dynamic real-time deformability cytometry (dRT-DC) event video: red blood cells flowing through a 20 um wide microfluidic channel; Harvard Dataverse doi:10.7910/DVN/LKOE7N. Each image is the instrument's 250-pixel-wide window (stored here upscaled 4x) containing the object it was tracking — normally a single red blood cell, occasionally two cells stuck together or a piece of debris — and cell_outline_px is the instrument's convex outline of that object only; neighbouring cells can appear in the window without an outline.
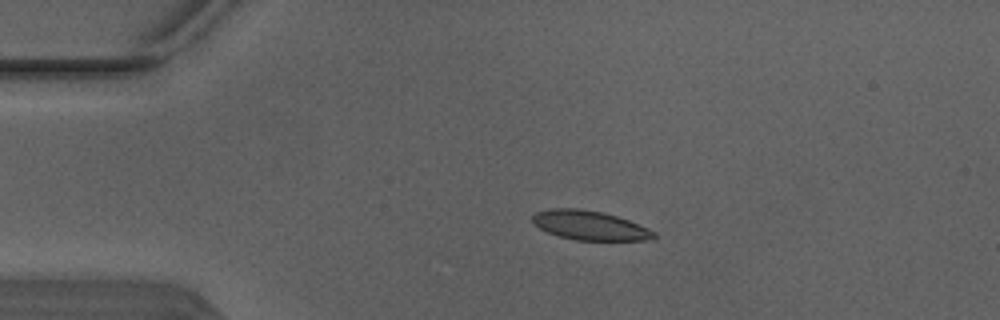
{"species": "Egyptian fruit bat (a non-hibernating species)", "species_latin": "Rousettus aegyptiacus", "temperature_condition": "warm", "stored_images_in_passage": 4, "camera_frame_rate_fps": 3000, "um_per_image_px": 0.085, "animal": {"sex": "male"}, "frame": {"image": 1, "passage_image": 3, "time_ms": 0.667, "image_size_px": [1000, 320], "cell_outline_px": [[656, 236], [652, 240], [576, 240], [560, 236], [548, 232], [540, 228], [532, 220], [532, 216], [536, 212], [548, 208], [580, 208], [604, 212], [628, 220], [648, 228], [656, 232]], "centroid_in_image_um": [50.14, 19.15], "position_along_channel_um": 34.9, "area_um2": 20.69}}
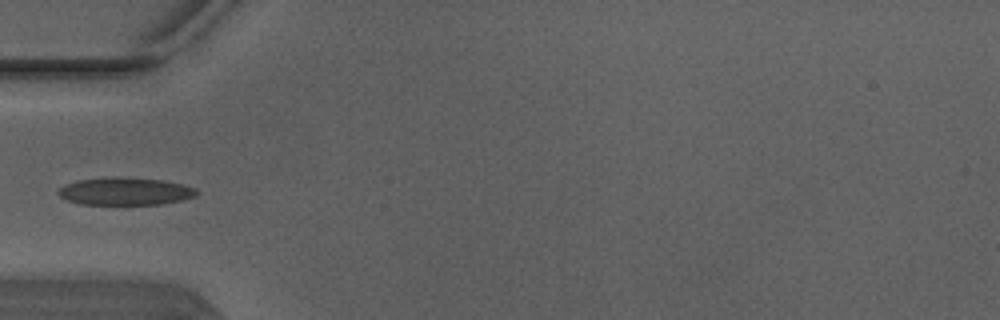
{"frame": {"image": 2, "passage_image": 4, "time_ms": 1.0, "image_size_px": [1000, 320], "cell_outline_px": [[200, 192], [196, 196], [184, 200], [160, 204], [80, 204], [68, 200], [60, 196], [56, 192], [64, 184], [76, 180], [116, 176], [164, 180], [184, 184], [196, 188]], "centroid_in_image_um": [10.68, 16.25], "position_along_channel_um": 74.3, "area_um2": 22.54}}